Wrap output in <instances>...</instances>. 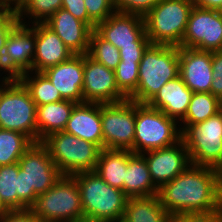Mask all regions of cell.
<instances>
[{"mask_svg":"<svg viewBox=\"0 0 222 222\" xmlns=\"http://www.w3.org/2000/svg\"><path fill=\"white\" fill-rule=\"evenodd\" d=\"M161 205L169 214L222 215L217 169L190 165L158 190Z\"/></svg>","mask_w":222,"mask_h":222,"instance_id":"obj_1","label":"cell"},{"mask_svg":"<svg viewBox=\"0 0 222 222\" xmlns=\"http://www.w3.org/2000/svg\"><path fill=\"white\" fill-rule=\"evenodd\" d=\"M72 177L80 190L84 222H115L123 219L128 197L123 190L110 186L95 171Z\"/></svg>","mask_w":222,"mask_h":222,"instance_id":"obj_2","label":"cell"},{"mask_svg":"<svg viewBox=\"0 0 222 222\" xmlns=\"http://www.w3.org/2000/svg\"><path fill=\"white\" fill-rule=\"evenodd\" d=\"M137 89L128 97L137 103H148L159 89L179 76V47L150 44L138 68Z\"/></svg>","mask_w":222,"mask_h":222,"instance_id":"obj_3","label":"cell"},{"mask_svg":"<svg viewBox=\"0 0 222 222\" xmlns=\"http://www.w3.org/2000/svg\"><path fill=\"white\" fill-rule=\"evenodd\" d=\"M29 210L39 222H84L80 190L72 176L62 175Z\"/></svg>","mask_w":222,"mask_h":222,"instance_id":"obj_4","label":"cell"},{"mask_svg":"<svg viewBox=\"0 0 222 222\" xmlns=\"http://www.w3.org/2000/svg\"><path fill=\"white\" fill-rule=\"evenodd\" d=\"M177 120L147 103L135 102V137L133 153L143 154L151 150L167 148L181 141V129Z\"/></svg>","mask_w":222,"mask_h":222,"instance_id":"obj_5","label":"cell"},{"mask_svg":"<svg viewBox=\"0 0 222 222\" xmlns=\"http://www.w3.org/2000/svg\"><path fill=\"white\" fill-rule=\"evenodd\" d=\"M192 8L191 0H161L144 16L151 44L181 47Z\"/></svg>","mask_w":222,"mask_h":222,"instance_id":"obj_6","label":"cell"},{"mask_svg":"<svg viewBox=\"0 0 222 222\" xmlns=\"http://www.w3.org/2000/svg\"><path fill=\"white\" fill-rule=\"evenodd\" d=\"M42 143L62 175L95 171L101 151L96 144L64 131L50 134Z\"/></svg>","mask_w":222,"mask_h":222,"instance_id":"obj_7","label":"cell"},{"mask_svg":"<svg viewBox=\"0 0 222 222\" xmlns=\"http://www.w3.org/2000/svg\"><path fill=\"white\" fill-rule=\"evenodd\" d=\"M37 106L17 79L11 78L0 91V129L21 132L37 142Z\"/></svg>","mask_w":222,"mask_h":222,"instance_id":"obj_8","label":"cell"},{"mask_svg":"<svg viewBox=\"0 0 222 222\" xmlns=\"http://www.w3.org/2000/svg\"><path fill=\"white\" fill-rule=\"evenodd\" d=\"M179 127L192 165L217 168L222 163V111L200 123Z\"/></svg>","mask_w":222,"mask_h":222,"instance_id":"obj_9","label":"cell"},{"mask_svg":"<svg viewBox=\"0 0 222 222\" xmlns=\"http://www.w3.org/2000/svg\"><path fill=\"white\" fill-rule=\"evenodd\" d=\"M103 149L130 150L135 137V101L101 103Z\"/></svg>","mask_w":222,"mask_h":222,"instance_id":"obj_10","label":"cell"},{"mask_svg":"<svg viewBox=\"0 0 222 222\" xmlns=\"http://www.w3.org/2000/svg\"><path fill=\"white\" fill-rule=\"evenodd\" d=\"M181 47L222 50V11L193 6Z\"/></svg>","mask_w":222,"mask_h":222,"instance_id":"obj_11","label":"cell"},{"mask_svg":"<svg viewBox=\"0 0 222 222\" xmlns=\"http://www.w3.org/2000/svg\"><path fill=\"white\" fill-rule=\"evenodd\" d=\"M36 47V23H19L8 36L2 54V74L10 78L32 71Z\"/></svg>","mask_w":222,"mask_h":222,"instance_id":"obj_12","label":"cell"},{"mask_svg":"<svg viewBox=\"0 0 222 222\" xmlns=\"http://www.w3.org/2000/svg\"><path fill=\"white\" fill-rule=\"evenodd\" d=\"M27 181V192L45 193L62 177L48 148L42 142L33 143L18 161Z\"/></svg>","mask_w":222,"mask_h":222,"instance_id":"obj_13","label":"cell"},{"mask_svg":"<svg viewBox=\"0 0 222 222\" xmlns=\"http://www.w3.org/2000/svg\"><path fill=\"white\" fill-rule=\"evenodd\" d=\"M82 92L84 103H119L128 99L117 86L115 70L95 61L88 54H84Z\"/></svg>","mask_w":222,"mask_h":222,"instance_id":"obj_14","label":"cell"},{"mask_svg":"<svg viewBox=\"0 0 222 222\" xmlns=\"http://www.w3.org/2000/svg\"><path fill=\"white\" fill-rule=\"evenodd\" d=\"M94 30L118 49L134 46V43H151L146 35L144 17L136 14L114 12L97 23Z\"/></svg>","mask_w":222,"mask_h":222,"instance_id":"obj_15","label":"cell"},{"mask_svg":"<svg viewBox=\"0 0 222 222\" xmlns=\"http://www.w3.org/2000/svg\"><path fill=\"white\" fill-rule=\"evenodd\" d=\"M141 155L145 158L151 178L158 188L191 165L189 153L182 140L173 146L151 150Z\"/></svg>","mask_w":222,"mask_h":222,"instance_id":"obj_16","label":"cell"},{"mask_svg":"<svg viewBox=\"0 0 222 222\" xmlns=\"http://www.w3.org/2000/svg\"><path fill=\"white\" fill-rule=\"evenodd\" d=\"M179 76L193 92H210L212 80V51L179 47Z\"/></svg>","mask_w":222,"mask_h":222,"instance_id":"obj_17","label":"cell"},{"mask_svg":"<svg viewBox=\"0 0 222 222\" xmlns=\"http://www.w3.org/2000/svg\"><path fill=\"white\" fill-rule=\"evenodd\" d=\"M42 73L60 92L64 100L73 101L77 104L84 103L82 92L84 54H75L69 60L49 67Z\"/></svg>","mask_w":222,"mask_h":222,"instance_id":"obj_18","label":"cell"},{"mask_svg":"<svg viewBox=\"0 0 222 222\" xmlns=\"http://www.w3.org/2000/svg\"><path fill=\"white\" fill-rule=\"evenodd\" d=\"M74 54H87L92 29L70 12L59 9L46 22Z\"/></svg>","mask_w":222,"mask_h":222,"instance_id":"obj_19","label":"cell"},{"mask_svg":"<svg viewBox=\"0 0 222 222\" xmlns=\"http://www.w3.org/2000/svg\"><path fill=\"white\" fill-rule=\"evenodd\" d=\"M75 55L45 23H36V47L32 71L43 72Z\"/></svg>","mask_w":222,"mask_h":222,"instance_id":"obj_20","label":"cell"},{"mask_svg":"<svg viewBox=\"0 0 222 222\" xmlns=\"http://www.w3.org/2000/svg\"><path fill=\"white\" fill-rule=\"evenodd\" d=\"M64 132L96 144L102 150L101 103L77 104L67 121Z\"/></svg>","mask_w":222,"mask_h":222,"instance_id":"obj_21","label":"cell"},{"mask_svg":"<svg viewBox=\"0 0 222 222\" xmlns=\"http://www.w3.org/2000/svg\"><path fill=\"white\" fill-rule=\"evenodd\" d=\"M192 95L193 92L178 76L164 84L147 104L180 123L187 113Z\"/></svg>","mask_w":222,"mask_h":222,"instance_id":"obj_22","label":"cell"},{"mask_svg":"<svg viewBox=\"0 0 222 222\" xmlns=\"http://www.w3.org/2000/svg\"><path fill=\"white\" fill-rule=\"evenodd\" d=\"M158 190L151 178L145 158L128 150L124 194L128 198L147 197L158 194Z\"/></svg>","mask_w":222,"mask_h":222,"instance_id":"obj_23","label":"cell"},{"mask_svg":"<svg viewBox=\"0 0 222 222\" xmlns=\"http://www.w3.org/2000/svg\"><path fill=\"white\" fill-rule=\"evenodd\" d=\"M76 105L73 101L62 100L37 106V142H42L52 133L64 131Z\"/></svg>","mask_w":222,"mask_h":222,"instance_id":"obj_24","label":"cell"},{"mask_svg":"<svg viewBox=\"0 0 222 222\" xmlns=\"http://www.w3.org/2000/svg\"><path fill=\"white\" fill-rule=\"evenodd\" d=\"M128 150L102 149L95 172L110 186L124 191Z\"/></svg>","mask_w":222,"mask_h":222,"instance_id":"obj_25","label":"cell"},{"mask_svg":"<svg viewBox=\"0 0 222 222\" xmlns=\"http://www.w3.org/2000/svg\"><path fill=\"white\" fill-rule=\"evenodd\" d=\"M169 213L160 203L158 194L147 197L128 198L122 221L166 222Z\"/></svg>","mask_w":222,"mask_h":222,"instance_id":"obj_26","label":"cell"},{"mask_svg":"<svg viewBox=\"0 0 222 222\" xmlns=\"http://www.w3.org/2000/svg\"><path fill=\"white\" fill-rule=\"evenodd\" d=\"M30 93L36 106L64 100L42 72H26L17 78Z\"/></svg>","mask_w":222,"mask_h":222,"instance_id":"obj_27","label":"cell"},{"mask_svg":"<svg viewBox=\"0 0 222 222\" xmlns=\"http://www.w3.org/2000/svg\"><path fill=\"white\" fill-rule=\"evenodd\" d=\"M221 111V100L210 92H195L185 117L180 121L182 125H193L205 121Z\"/></svg>","mask_w":222,"mask_h":222,"instance_id":"obj_28","label":"cell"},{"mask_svg":"<svg viewBox=\"0 0 222 222\" xmlns=\"http://www.w3.org/2000/svg\"><path fill=\"white\" fill-rule=\"evenodd\" d=\"M19 192V164L0 166V199L9 210L29 209L17 196Z\"/></svg>","mask_w":222,"mask_h":222,"instance_id":"obj_29","label":"cell"},{"mask_svg":"<svg viewBox=\"0 0 222 222\" xmlns=\"http://www.w3.org/2000/svg\"><path fill=\"white\" fill-rule=\"evenodd\" d=\"M34 142L25 134L0 129V166L18 163Z\"/></svg>","mask_w":222,"mask_h":222,"instance_id":"obj_30","label":"cell"},{"mask_svg":"<svg viewBox=\"0 0 222 222\" xmlns=\"http://www.w3.org/2000/svg\"><path fill=\"white\" fill-rule=\"evenodd\" d=\"M61 8L62 0H26L16 12L20 23L30 25L46 22Z\"/></svg>","mask_w":222,"mask_h":222,"instance_id":"obj_31","label":"cell"},{"mask_svg":"<svg viewBox=\"0 0 222 222\" xmlns=\"http://www.w3.org/2000/svg\"><path fill=\"white\" fill-rule=\"evenodd\" d=\"M87 54L95 61L112 70H115L121 61L119 49L103 39L95 30L91 32Z\"/></svg>","mask_w":222,"mask_h":222,"instance_id":"obj_32","label":"cell"},{"mask_svg":"<svg viewBox=\"0 0 222 222\" xmlns=\"http://www.w3.org/2000/svg\"><path fill=\"white\" fill-rule=\"evenodd\" d=\"M139 63L120 62L115 69L117 86L127 97L137 89Z\"/></svg>","mask_w":222,"mask_h":222,"instance_id":"obj_33","label":"cell"},{"mask_svg":"<svg viewBox=\"0 0 222 222\" xmlns=\"http://www.w3.org/2000/svg\"><path fill=\"white\" fill-rule=\"evenodd\" d=\"M161 0H113L116 12L144 17Z\"/></svg>","mask_w":222,"mask_h":222,"instance_id":"obj_34","label":"cell"},{"mask_svg":"<svg viewBox=\"0 0 222 222\" xmlns=\"http://www.w3.org/2000/svg\"><path fill=\"white\" fill-rule=\"evenodd\" d=\"M88 16L97 24L105 21L115 11L113 0H84Z\"/></svg>","mask_w":222,"mask_h":222,"instance_id":"obj_35","label":"cell"},{"mask_svg":"<svg viewBox=\"0 0 222 222\" xmlns=\"http://www.w3.org/2000/svg\"><path fill=\"white\" fill-rule=\"evenodd\" d=\"M19 19L16 11H1L0 12V54H3L4 47L10 32L19 24Z\"/></svg>","mask_w":222,"mask_h":222,"instance_id":"obj_36","label":"cell"},{"mask_svg":"<svg viewBox=\"0 0 222 222\" xmlns=\"http://www.w3.org/2000/svg\"><path fill=\"white\" fill-rule=\"evenodd\" d=\"M212 80L210 93L222 100V50L212 51Z\"/></svg>","mask_w":222,"mask_h":222,"instance_id":"obj_37","label":"cell"},{"mask_svg":"<svg viewBox=\"0 0 222 222\" xmlns=\"http://www.w3.org/2000/svg\"><path fill=\"white\" fill-rule=\"evenodd\" d=\"M62 9L86 23L92 30L95 29L96 23L88 16L84 0H62Z\"/></svg>","mask_w":222,"mask_h":222,"instance_id":"obj_38","label":"cell"},{"mask_svg":"<svg viewBox=\"0 0 222 222\" xmlns=\"http://www.w3.org/2000/svg\"><path fill=\"white\" fill-rule=\"evenodd\" d=\"M151 43H134V46H121L120 62H140L144 51Z\"/></svg>","mask_w":222,"mask_h":222,"instance_id":"obj_39","label":"cell"},{"mask_svg":"<svg viewBox=\"0 0 222 222\" xmlns=\"http://www.w3.org/2000/svg\"><path fill=\"white\" fill-rule=\"evenodd\" d=\"M18 198L29 208L37 198L35 192H27V181L24 171L19 167V192H17Z\"/></svg>","mask_w":222,"mask_h":222,"instance_id":"obj_40","label":"cell"},{"mask_svg":"<svg viewBox=\"0 0 222 222\" xmlns=\"http://www.w3.org/2000/svg\"><path fill=\"white\" fill-rule=\"evenodd\" d=\"M0 222H38L29 209L8 211L0 218Z\"/></svg>","mask_w":222,"mask_h":222,"instance_id":"obj_41","label":"cell"},{"mask_svg":"<svg viewBox=\"0 0 222 222\" xmlns=\"http://www.w3.org/2000/svg\"><path fill=\"white\" fill-rule=\"evenodd\" d=\"M209 219L197 214H169L166 222H209Z\"/></svg>","mask_w":222,"mask_h":222,"instance_id":"obj_42","label":"cell"},{"mask_svg":"<svg viewBox=\"0 0 222 222\" xmlns=\"http://www.w3.org/2000/svg\"><path fill=\"white\" fill-rule=\"evenodd\" d=\"M194 7L222 11V0H191Z\"/></svg>","mask_w":222,"mask_h":222,"instance_id":"obj_43","label":"cell"},{"mask_svg":"<svg viewBox=\"0 0 222 222\" xmlns=\"http://www.w3.org/2000/svg\"><path fill=\"white\" fill-rule=\"evenodd\" d=\"M26 0H1V11H17Z\"/></svg>","mask_w":222,"mask_h":222,"instance_id":"obj_44","label":"cell"},{"mask_svg":"<svg viewBox=\"0 0 222 222\" xmlns=\"http://www.w3.org/2000/svg\"><path fill=\"white\" fill-rule=\"evenodd\" d=\"M216 169L218 174L219 193L222 198V163Z\"/></svg>","mask_w":222,"mask_h":222,"instance_id":"obj_45","label":"cell"},{"mask_svg":"<svg viewBox=\"0 0 222 222\" xmlns=\"http://www.w3.org/2000/svg\"><path fill=\"white\" fill-rule=\"evenodd\" d=\"M9 210L5 207L3 202L0 199V218L4 216Z\"/></svg>","mask_w":222,"mask_h":222,"instance_id":"obj_46","label":"cell"},{"mask_svg":"<svg viewBox=\"0 0 222 222\" xmlns=\"http://www.w3.org/2000/svg\"><path fill=\"white\" fill-rule=\"evenodd\" d=\"M11 78L9 76L4 75L3 78L0 79V91L4 87V85L10 80ZM2 80V81H1Z\"/></svg>","mask_w":222,"mask_h":222,"instance_id":"obj_47","label":"cell"},{"mask_svg":"<svg viewBox=\"0 0 222 222\" xmlns=\"http://www.w3.org/2000/svg\"><path fill=\"white\" fill-rule=\"evenodd\" d=\"M209 222H222V215L217 218H210Z\"/></svg>","mask_w":222,"mask_h":222,"instance_id":"obj_48","label":"cell"},{"mask_svg":"<svg viewBox=\"0 0 222 222\" xmlns=\"http://www.w3.org/2000/svg\"><path fill=\"white\" fill-rule=\"evenodd\" d=\"M0 71H2V55L0 54Z\"/></svg>","mask_w":222,"mask_h":222,"instance_id":"obj_49","label":"cell"}]
</instances>
